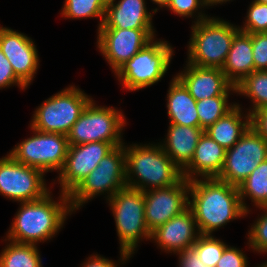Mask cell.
<instances>
[{
  "label": "cell",
  "instance_id": "6da1fadb",
  "mask_svg": "<svg viewBox=\"0 0 267 267\" xmlns=\"http://www.w3.org/2000/svg\"><path fill=\"white\" fill-rule=\"evenodd\" d=\"M189 208L201 235H213L227 223L247 217L238 187L217 178L189 181Z\"/></svg>",
  "mask_w": 267,
  "mask_h": 267
},
{
  "label": "cell",
  "instance_id": "7a4b0ae2",
  "mask_svg": "<svg viewBox=\"0 0 267 267\" xmlns=\"http://www.w3.org/2000/svg\"><path fill=\"white\" fill-rule=\"evenodd\" d=\"M60 194L57 200L50 191L41 199L19 203L5 238L16 242L39 245L53 240L61 231L67 216L74 214L69 195ZM39 243V244H38Z\"/></svg>",
  "mask_w": 267,
  "mask_h": 267
},
{
  "label": "cell",
  "instance_id": "3957f363",
  "mask_svg": "<svg viewBox=\"0 0 267 267\" xmlns=\"http://www.w3.org/2000/svg\"><path fill=\"white\" fill-rule=\"evenodd\" d=\"M124 149L127 187L141 191L167 188L183 178L182 170L158 142H124Z\"/></svg>",
  "mask_w": 267,
  "mask_h": 267
},
{
  "label": "cell",
  "instance_id": "277c9868",
  "mask_svg": "<svg viewBox=\"0 0 267 267\" xmlns=\"http://www.w3.org/2000/svg\"><path fill=\"white\" fill-rule=\"evenodd\" d=\"M186 62L210 68H222L232 41L240 31L238 25L220 17H210L191 25Z\"/></svg>",
  "mask_w": 267,
  "mask_h": 267
},
{
  "label": "cell",
  "instance_id": "5b68a950",
  "mask_svg": "<svg viewBox=\"0 0 267 267\" xmlns=\"http://www.w3.org/2000/svg\"><path fill=\"white\" fill-rule=\"evenodd\" d=\"M174 48L169 41L154 37L114 74L127 91L157 84L169 70Z\"/></svg>",
  "mask_w": 267,
  "mask_h": 267
},
{
  "label": "cell",
  "instance_id": "8992f818",
  "mask_svg": "<svg viewBox=\"0 0 267 267\" xmlns=\"http://www.w3.org/2000/svg\"><path fill=\"white\" fill-rule=\"evenodd\" d=\"M107 203L114 216L119 250L132 258L141 241L151 240V232L145 221L144 191L126 186L118 190Z\"/></svg>",
  "mask_w": 267,
  "mask_h": 267
},
{
  "label": "cell",
  "instance_id": "52a82bcc",
  "mask_svg": "<svg viewBox=\"0 0 267 267\" xmlns=\"http://www.w3.org/2000/svg\"><path fill=\"white\" fill-rule=\"evenodd\" d=\"M127 125L122 110L101 106L92 99L67 135L69 145L108 142L114 147L124 144L123 129Z\"/></svg>",
  "mask_w": 267,
  "mask_h": 267
},
{
  "label": "cell",
  "instance_id": "ba28073f",
  "mask_svg": "<svg viewBox=\"0 0 267 267\" xmlns=\"http://www.w3.org/2000/svg\"><path fill=\"white\" fill-rule=\"evenodd\" d=\"M92 99L78 86L69 85L45 99L35 109L29 125L41 132L67 136Z\"/></svg>",
  "mask_w": 267,
  "mask_h": 267
},
{
  "label": "cell",
  "instance_id": "9c48e42d",
  "mask_svg": "<svg viewBox=\"0 0 267 267\" xmlns=\"http://www.w3.org/2000/svg\"><path fill=\"white\" fill-rule=\"evenodd\" d=\"M126 186L125 149L123 144L115 147L102 158L98 166L69 194L71 209L76 212L85 203L100 195H105L104 197L108 201L118 190Z\"/></svg>",
  "mask_w": 267,
  "mask_h": 267
},
{
  "label": "cell",
  "instance_id": "30bf717a",
  "mask_svg": "<svg viewBox=\"0 0 267 267\" xmlns=\"http://www.w3.org/2000/svg\"><path fill=\"white\" fill-rule=\"evenodd\" d=\"M30 127L32 135L17 143L9 154L19 163L40 169L44 173L60 172L68 154L66 135L45 133Z\"/></svg>",
  "mask_w": 267,
  "mask_h": 267
},
{
  "label": "cell",
  "instance_id": "8fae6325",
  "mask_svg": "<svg viewBox=\"0 0 267 267\" xmlns=\"http://www.w3.org/2000/svg\"><path fill=\"white\" fill-rule=\"evenodd\" d=\"M45 173L17 162L9 153L0 158V195L18 203L35 201L51 191Z\"/></svg>",
  "mask_w": 267,
  "mask_h": 267
},
{
  "label": "cell",
  "instance_id": "7c38bea8",
  "mask_svg": "<svg viewBox=\"0 0 267 267\" xmlns=\"http://www.w3.org/2000/svg\"><path fill=\"white\" fill-rule=\"evenodd\" d=\"M267 160V141L253 128L226 150L225 162L218 180L238 187L260 164Z\"/></svg>",
  "mask_w": 267,
  "mask_h": 267
},
{
  "label": "cell",
  "instance_id": "4fadbf2b",
  "mask_svg": "<svg viewBox=\"0 0 267 267\" xmlns=\"http://www.w3.org/2000/svg\"><path fill=\"white\" fill-rule=\"evenodd\" d=\"M155 29L99 28L96 48L115 74L147 43L156 37Z\"/></svg>",
  "mask_w": 267,
  "mask_h": 267
},
{
  "label": "cell",
  "instance_id": "5bb4252c",
  "mask_svg": "<svg viewBox=\"0 0 267 267\" xmlns=\"http://www.w3.org/2000/svg\"><path fill=\"white\" fill-rule=\"evenodd\" d=\"M115 147L108 142L69 145L63 168L57 176L59 192L70 194Z\"/></svg>",
  "mask_w": 267,
  "mask_h": 267
},
{
  "label": "cell",
  "instance_id": "9a60e30c",
  "mask_svg": "<svg viewBox=\"0 0 267 267\" xmlns=\"http://www.w3.org/2000/svg\"><path fill=\"white\" fill-rule=\"evenodd\" d=\"M145 221L150 232L189 207V181L184 177L175 185L144 191Z\"/></svg>",
  "mask_w": 267,
  "mask_h": 267
},
{
  "label": "cell",
  "instance_id": "2e32d148",
  "mask_svg": "<svg viewBox=\"0 0 267 267\" xmlns=\"http://www.w3.org/2000/svg\"><path fill=\"white\" fill-rule=\"evenodd\" d=\"M35 41L26 34L0 25V49L12 65L15 75L28 87L40 67Z\"/></svg>",
  "mask_w": 267,
  "mask_h": 267
},
{
  "label": "cell",
  "instance_id": "e0dca14e",
  "mask_svg": "<svg viewBox=\"0 0 267 267\" xmlns=\"http://www.w3.org/2000/svg\"><path fill=\"white\" fill-rule=\"evenodd\" d=\"M200 236L195 217L188 207L152 231L150 242L153 241L161 252L176 255L191 248Z\"/></svg>",
  "mask_w": 267,
  "mask_h": 267
},
{
  "label": "cell",
  "instance_id": "ac0fdd59",
  "mask_svg": "<svg viewBox=\"0 0 267 267\" xmlns=\"http://www.w3.org/2000/svg\"><path fill=\"white\" fill-rule=\"evenodd\" d=\"M183 68L175 76L196 101L236 93V87L220 68L199 67L187 62Z\"/></svg>",
  "mask_w": 267,
  "mask_h": 267
},
{
  "label": "cell",
  "instance_id": "d6986e66",
  "mask_svg": "<svg viewBox=\"0 0 267 267\" xmlns=\"http://www.w3.org/2000/svg\"><path fill=\"white\" fill-rule=\"evenodd\" d=\"M145 0H111L100 28L154 29L153 15Z\"/></svg>",
  "mask_w": 267,
  "mask_h": 267
},
{
  "label": "cell",
  "instance_id": "ffe728a7",
  "mask_svg": "<svg viewBox=\"0 0 267 267\" xmlns=\"http://www.w3.org/2000/svg\"><path fill=\"white\" fill-rule=\"evenodd\" d=\"M225 156L226 149L203 132L193 158L182 170V176L188 181L197 178H217L223 169Z\"/></svg>",
  "mask_w": 267,
  "mask_h": 267
},
{
  "label": "cell",
  "instance_id": "44dd1931",
  "mask_svg": "<svg viewBox=\"0 0 267 267\" xmlns=\"http://www.w3.org/2000/svg\"><path fill=\"white\" fill-rule=\"evenodd\" d=\"M204 130L200 127L169 123L165 138L158 142L170 159L183 170L193 158Z\"/></svg>",
  "mask_w": 267,
  "mask_h": 267
},
{
  "label": "cell",
  "instance_id": "7402d4cb",
  "mask_svg": "<svg viewBox=\"0 0 267 267\" xmlns=\"http://www.w3.org/2000/svg\"><path fill=\"white\" fill-rule=\"evenodd\" d=\"M166 100L169 123L200 127L196 100L175 75L169 82Z\"/></svg>",
  "mask_w": 267,
  "mask_h": 267
},
{
  "label": "cell",
  "instance_id": "603a6c76",
  "mask_svg": "<svg viewBox=\"0 0 267 267\" xmlns=\"http://www.w3.org/2000/svg\"><path fill=\"white\" fill-rule=\"evenodd\" d=\"M241 105L236 102L229 112L204 130L226 150L237 143L251 126V116Z\"/></svg>",
  "mask_w": 267,
  "mask_h": 267
},
{
  "label": "cell",
  "instance_id": "cb8c5ba5",
  "mask_svg": "<svg viewBox=\"0 0 267 267\" xmlns=\"http://www.w3.org/2000/svg\"><path fill=\"white\" fill-rule=\"evenodd\" d=\"M252 53L251 36L239 31L232 41L226 61L221 68L234 86L255 71Z\"/></svg>",
  "mask_w": 267,
  "mask_h": 267
},
{
  "label": "cell",
  "instance_id": "d4e9b609",
  "mask_svg": "<svg viewBox=\"0 0 267 267\" xmlns=\"http://www.w3.org/2000/svg\"><path fill=\"white\" fill-rule=\"evenodd\" d=\"M240 199L246 216L251 213L246 199L251 200L252 207L267 206V160L258 164L252 173L238 186ZM254 203V204H253ZM248 205V206H247Z\"/></svg>",
  "mask_w": 267,
  "mask_h": 267
},
{
  "label": "cell",
  "instance_id": "484cf974",
  "mask_svg": "<svg viewBox=\"0 0 267 267\" xmlns=\"http://www.w3.org/2000/svg\"><path fill=\"white\" fill-rule=\"evenodd\" d=\"M6 245L0 252V267H43L39 247L35 244L3 240Z\"/></svg>",
  "mask_w": 267,
  "mask_h": 267
},
{
  "label": "cell",
  "instance_id": "4316f807",
  "mask_svg": "<svg viewBox=\"0 0 267 267\" xmlns=\"http://www.w3.org/2000/svg\"><path fill=\"white\" fill-rule=\"evenodd\" d=\"M235 87L237 96L251 101L249 109L245 108L249 114L267 107V70L252 72Z\"/></svg>",
  "mask_w": 267,
  "mask_h": 267
},
{
  "label": "cell",
  "instance_id": "83f0119b",
  "mask_svg": "<svg viewBox=\"0 0 267 267\" xmlns=\"http://www.w3.org/2000/svg\"><path fill=\"white\" fill-rule=\"evenodd\" d=\"M111 0H65L61 17L71 20L99 19L97 31L103 24L105 9Z\"/></svg>",
  "mask_w": 267,
  "mask_h": 267
},
{
  "label": "cell",
  "instance_id": "f1b7e54d",
  "mask_svg": "<svg viewBox=\"0 0 267 267\" xmlns=\"http://www.w3.org/2000/svg\"><path fill=\"white\" fill-rule=\"evenodd\" d=\"M229 98L230 96H215L196 101L201 129H207L236 105L235 101L230 103Z\"/></svg>",
  "mask_w": 267,
  "mask_h": 267
},
{
  "label": "cell",
  "instance_id": "f546056e",
  "mask_svg": "<svg viewBox=\"0 0 267 267\" xmlns=\"http://www.w3.org/2000/svg\"><path fill=\"white\" fill-rule=\"evenodd\" d=\"M228 244L215 235H201L192 246L206 266L215 267Z\"/></svg>",
  "mask_w": 267,
  "mask_h": 267
},
{
  "label": "cell",
  "instance_id": "4dcf8cb0",
  "mask_svg": "<svg viewBox=\"0 0 267 267\" xmlns=\"http://www.w3.org/2000/svg\"><path fill=\"white\" fill-rule=\"evenodd\" d=\"M256 209L262 210V214H258L256 220L248 229L247 246L255 253L266 254L267 253V206L259 207ZM260 215V216H259Z\"/></svg>",
  "mask_w": 267,
  "mask_h": 267
},
{
  "label": "cell",
  "instance_id": "1f68e13d",
  "mask_svg": "<svg viewBox=\"0 0 267 267\" xmlns=\"http://www.w3.org/2000/svg\"><path fill=\"white\" fill-rule=\"evenodd\" d=\"M245 17L243 25L238 26L241 32L267 33V4L250 2Z\"/></svg>",
  "mask_w": 267,
  "mask_h": 267
},
{
  "label": "cell",
  "instance_id": "d6a6232c",
  "mask_svg": "<svg viewBox=\"0 0 267 267\" xmlns=\"http://www.w3.org/2000/svg\"><path fill=\"white\" fill-rule=\"evenodd\" d=\"M205 8H207L205 0H171L167 10L179 17L195 18L192 20L194 24L210 17L203 11Z\"/></svg>",
  "mask_w": 267,
  "mask_h": 267
},
{
  "label": "cell",
  "instance_id": "836d02e7",
  "mask_svg": "<svg viewBox=\"0 0 267 267\" xmlns=\"http://www.w3.org/2000/svg\"><path fill=\"white\" fill-rule=\"evenodd\" d=\"M255 71L267 70V33L249 34Z\"/></svg>",
  "mask_w": 267,
  "mask_h": 267
},
{
  "label": "cell",
  "instance_id": "e575fe53",
  "mask_svg": "<svg viewBox=\"0 0 267 267\" xmlns=\"http://www.w3.org/2000/svg\"><path fill=\"white\" fill-rule=\"evenodd\" d=\"M12 86L23 91L29 88L15 75L11 63L0 49V90Z\"/></svg>",
  "mask_w": 267,
  "mask_h": 267
},
{
  "label": "cell",
  "instance_id": "d590c367",
  "mask_svg": "<svg viewBox=\"0 0 267 267\" xmlns=\"http://www.w3.org/2000/svg\"><path fill=\"white\" fill-rule=\"evenodd\" d=\"M248 262L245 251L227 245L215 267H249Z\"/></svg>",
  "mask_w": 267,
  "mask_h": 267
},
{
  "label": "cell",
  "instance_id": "8d00e7d4",
  "mask_svg": "<svg viewBox=\"0 0 267 267\" xmlns=\"http://www.w3.org/2000/svg\"><path fill=\"white\" fill-rule=\"evenodd\" d=\"M119 255H120V259H118L119 261L116 262V260H112L109 258H105L104 256L100 255V254H92L89 257H87V259L84 261V263H81L80 267H119L120 265H125L126 262L128 263V260H130V257L122 252L119 251Z\"/></svg>",
  "mask_w": 267,
  "mask_h": 267
},
{
  "label": "cell",
  "instance_id": "74e56055",
  "mask_svg": "<svg viewBox=\"0 0 267 267\" xmlns=\"http://www.w3.org/2000/svg\"><path fill=\"white\" fill-rule=\"evenodd\" d=\"M178 257L177 267H210L200 261L196 250L191 247L176 254Z\"/></svg>",
  "mask_w": 267,
  "mask_h": 267
},
{
  "label": "cell",
  "instance_id": "f35d334b",
  "mask_svg": "<svg viewBox=\"0 0 267 267\" xmlns=\"http://www.w3.org/2000/svg\"><path fill=\"white\" fill-rule=\"evenodd\" d=\"M253 127L267 141V107L250 114Z\"/></svg>",
  "mask_w": 267,
  "mask_h": 267
},
{
  "label": "cell",
  "instance_id": "ab89813d",
  "mask_svg": "<svg viewBox=\"0 0 267 267\" xmlns=\"http://www.w3.org/2000/svg\"><path fill=\"white\" fill-rule=\"evenodd\" d=\"M153 4L157 5V7L152 8L151 11L157 13L160 9L168 8L171 3V0H150Z\"/></svg>",
  "mask_w": 267,
  "mask_h": 267
},
{
  "label": "cell",
  "instance_id": "60d3db41",
  "mask_svg": "<svg viewBox=\"0 0 267 267\" xmlns=\"http://www.w3.org/2000/svg\"><path fill=\"white\" fill-rule=\"evenodd\" d=\"M230 1L232 2L233 0H205V4L207 8L209 7L213 8L212 6L226 4L227 2L229 3Z\"/></svg>",
  "mask_w": 267,
  "mask_h": 267
},
{
  "label": "cell",
  "instance_id": "b9f144b4",
  "mask_svg": "<svg viewBox=\"0 0 267 267\" xmlns=\"http://www.w3.org/2000/svg\"><path fill=\"white\" fill-rule=\"evenodd\" d=\"M253 2H258L261 4H267V0H252Z\"/></svg>",
  "mask_w": 267,
  "mask_h": 267
},
{
  "label": "cell",
  "instance_id": "7bdbcfd3",
  "mask_svg": "<svg viewBox=\"0 0 267 267\" xmlns=\"http://www.w3.org/2000/svg\"><path fill=\"white\" fill-rule=\"evenodd\" d=\"M255 267H267V260L264 263L258 264Z\"/></svg>",
  "mask_w": 267,
  "mask_h": 267
}]
</instances>
